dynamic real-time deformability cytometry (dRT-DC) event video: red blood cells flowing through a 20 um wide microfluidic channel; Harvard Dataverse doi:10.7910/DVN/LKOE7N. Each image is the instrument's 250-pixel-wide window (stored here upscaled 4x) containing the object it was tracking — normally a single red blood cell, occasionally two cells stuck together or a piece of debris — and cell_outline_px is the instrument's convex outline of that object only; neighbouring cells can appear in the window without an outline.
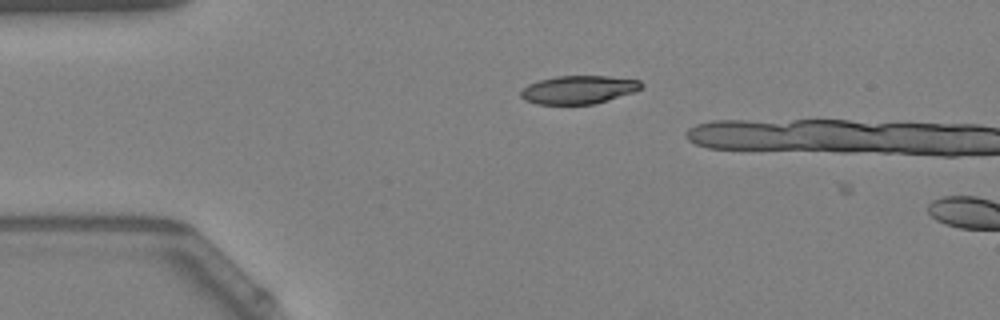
{"species": "Egyptian fruit bat (a non-hibernating species)", "species_latin": "Rousettus aegyptiacus", "temperature_condition": "warm", "stored_images_in_passage": 2, "camera_frame_rate_fps": 3000, "um_per_image_px": 0.085, "animal": {"sex": "female"}, "frame": {"image": 1, "passage_image": 1, "time_ms": 0.0, "image_size_px": [1000, 320], "cell_outline_px": [[644, 84], [640, 88], [632, 92], [596, 104], [536, 104], [524, 100], [520, 96], [520, 92], [528, 84], [540, 80], [556, 76], [608, 76], [640, 80]], "centroid_in_image_um": [49.16, 7.62], "position_along_channel_um": 35.8, "area_um2": 19.77}}